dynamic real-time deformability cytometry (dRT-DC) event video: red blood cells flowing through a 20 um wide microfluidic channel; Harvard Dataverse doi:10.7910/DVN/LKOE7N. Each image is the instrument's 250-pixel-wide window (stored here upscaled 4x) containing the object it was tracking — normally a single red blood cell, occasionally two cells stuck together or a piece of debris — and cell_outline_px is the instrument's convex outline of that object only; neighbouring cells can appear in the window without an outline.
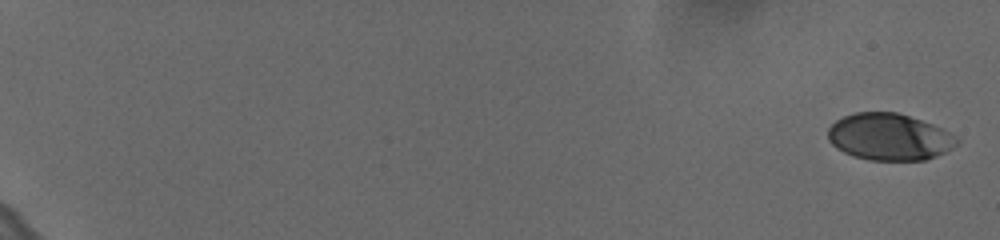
{"species": "human", "species_latin": "Homo sapiens", "temperature_condition": "cold", "stored_images_in_passage": 10, "camera_frame_rate_fps": 3000, "um_per_image_px": 0.085, "donor": {"sex": "female"}, "frame": {"image": 1, "passage_image": 1, "time_ms": 0.0, "image_size_px": [1000, 240], "cell_outline_px": [[960, 140], [956, 144], [944, 152], [936, 156], [924, 160], [868, 160], [852, 156], [836, 148], [828, 140], [828, 128], [836, 120], [844, 116], [856, 112], [896, 112], [932, 124], [948, 132]], "centroid_in_image_um": [75.54, 11.64], "position_along_channel_um": 9.5, "area_um2": 34.91}}
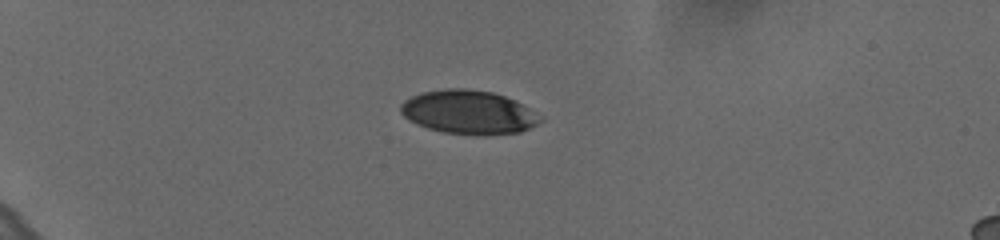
{"frame": {"image": 2, "passage_image": 7, "time_ms": 2.0, "image_size_px": [1000, 240], "cell_outline_px": [[544, 120], [520, 132], [488, 136], [480, 136], [444, 132], [428, 128], [416, 124], [408, 120], [400, 112], [400, 104], [404, 100], [420, 92], [448, 88], [464, 88], [492, 92], [504, 96], [544, 116]], "centroid_in_image_um": [39.82, 9.55], "position_along_channel_um": 45.2, "area_um2": 35.84}}
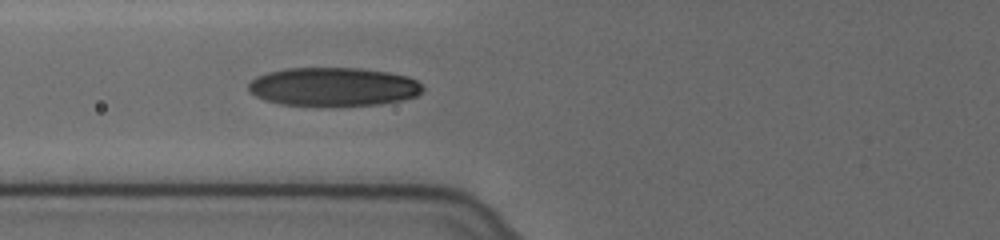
{"frame": {"image": 3, "passage_image": 10, "time_ms": 3.0, "image_size_px": [1000, 240], "cell_outline_px": [[424, 92], [416, 96], [404, 100], [380, 104], [280, 104], [264, 100], [256, 96], [248, 88], [248, 84], [256, 76], [268, 72], [284, 68], [360, 68], [388, 72], [408, 76], [416, 80], [424, 88]], "centroid_in_image_um": [28.36, 7.35], "position_along_channel_um": 97.4, "area_um2": 38.84}}